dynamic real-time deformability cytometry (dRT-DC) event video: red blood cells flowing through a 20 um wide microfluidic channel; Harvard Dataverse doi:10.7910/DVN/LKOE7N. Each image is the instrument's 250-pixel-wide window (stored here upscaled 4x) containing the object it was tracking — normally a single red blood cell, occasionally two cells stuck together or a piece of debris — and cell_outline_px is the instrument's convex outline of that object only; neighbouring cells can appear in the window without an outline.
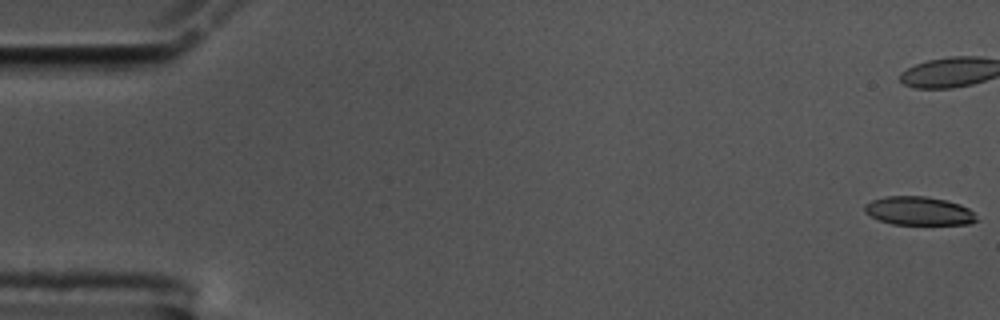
{"species": "common noctule bat (a hibernating species)", "species_latin": "Nyctalus noctula", "temperature_condition": "cold", "stored_images_in_passage": 51, "camera_frame_rate_fps": 3000, "um_per_image_px": 0.085, "animal": {"sex": "male", "body_mass_g": 17.5, "forearm_length_mm": 52.3}, "frame": {"image": 1, "passage_image": 1, "time_ms": 0.0, "image_size_px": [1000, 320], "cell_outline_px": [[980, 220], [972, 224], [892, 224], [880, 220], [864, 212], [864, 204], [872, 200], [888, 196], [924, 196], [944, 200], [960, 204], [968, 208]], "centroid_in_image_um": [78.12, 17.93], "position_along_channel_um": 6.9, "area_um2": 18.55}}